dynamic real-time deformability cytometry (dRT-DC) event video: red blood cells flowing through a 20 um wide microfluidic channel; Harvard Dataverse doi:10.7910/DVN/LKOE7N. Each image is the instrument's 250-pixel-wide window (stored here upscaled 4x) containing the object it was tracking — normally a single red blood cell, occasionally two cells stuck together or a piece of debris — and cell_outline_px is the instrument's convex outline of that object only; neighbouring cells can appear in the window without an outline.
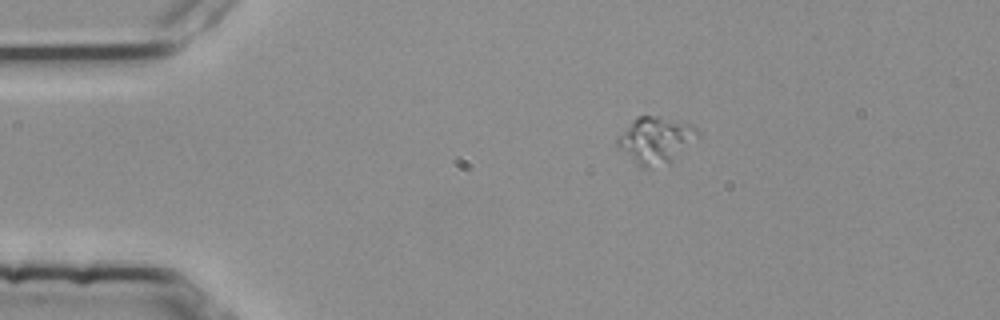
{"species": "common noctule bat (a hibernating species)", "species_latin": "Nyctalus noctula", "temperature_condition": "room temperature", "stored_images_in_passage": 7, "camera_frame_rate_fps": 3000, "um_per_image_px": 0.085, "animal": {"sex": "female", "body_mass_g": 25.1}, "frame": {"image": 1, "passage_image": 1, "time_ms": 0.0, "image_size_px": [1000, 320], "cell_outline_px": [[700, 136], [668, 164], [648, 168], [640, 168], [616, 144], [616, 136], [636, 116], [660, 116], [692, 124], [696, 128]], "centroid_in_image_um": [55.72, 11.9], "position_along_channel_um": 29.3, "area_um2": 21.91}}